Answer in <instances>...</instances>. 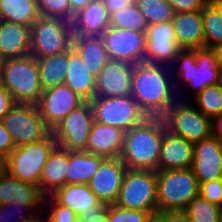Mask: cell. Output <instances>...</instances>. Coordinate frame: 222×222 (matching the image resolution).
Returning a JSON list of instances; mask_svg holds the SVG:
<instances>
[{"instance_id":"cell-1","label":"cell","mask_w":222,"mask_h":222,"mask_svg":"<svg viewBox=\"0 0 222 222\" xmlns=\"http://www.w3.org/2000/svg\"><path fill=\"white\" fill-rule=\"evenodd\" d=\"M169 71L173 73L167 65L161 66L148 62L134 64L131 96L137 101L142 110L177 94L174 91L177 87L172 84V75L169 74ZM174 87L175 89H173Z\"/></svg>"},{"instance_id":"cell-2","label":"cell","mask_w":222,"mask_h":222,"mask_svg":"<svg viewBox=\"0 0 222 222\" xmlns=\"http://www.w3.org/2000/svg\"><path fill=\"white\" fill-rule=\"evenodd\" d=\"M0 83L16 103L36 104L43 92L37 59L31 55L4 59Z\"/></svg>"},{"instance_id":"cell-3","label":"cell","mask_w":222,"mask_h":222,"mask_svg":"<svg viewBox=\"0 0 222 222\" xmlns=\"http://www.w3.org/2000/svg\"><path fill=\"white\" fill-rule=\"evenodd\" d=\"M199 194L191 168L157 171V211L185 210Z\"/></svg>"},{"instance_id":"cell-4","label":"cell","mask_w":222,"mask_h":222,"mask_svg":"<svg viewBox=\"0 0 222 222\" xmlns=\"http://www.w3.org/2000/svg\"><path fill=\"white\" fill-rule=\"evenodd\" d=\"M56 146L52 133L42 141L16 146L0 167L12 177L39 185L43 166Z\"/></svg>"},{"instance_id":"cell-5","label":"cell","mask_w":222,"mask_h":222,"mask_svg":"<svg viewBox=\"0 0 222 222\" xmlns=\"http://www.w3.org/2000/svg\"><path fill=\"white\" fill-rule=\"evenodd\" d=\"M173 65H176V74L181 82L192 88L194 95L207 86L219 84L220 69L212 48L183 49Z\"/></svg>"},{"instance_id":"cell-6","label":"cell","mask_w":222,"mask_h":222,"mask_svg":"<svg viewBox=\"0 0 222 222\" xmlns=\"http://www.w3.org/2000/svg\"><path fill=\"white\" fill-rule=\"evenodd\" d=\"M162 138L142 122L125 132L120 159L127 169L158 171Z\"/></svg>"},{"instance_id":"cell-7","label":"cell","mask_w":222,"mask_h":222,"mask_svg":"<svg viewBox=\"0 0 222 222\" xmlns=\"http://www.w3.org/2000/svg\"><path fill=\"white\" fill-rule=\"evenodd\" d=\"M30 55L44 58L72 47V22L58 17L40 16L30 27Z\"/></svg>"},{"instance_id":"cell-8","label":"cell","mask_w":222,"mask_h":222,"mask_svg":"<svg viewBox=\"0 0 222 222\" xmlns=\"http://www.w3.org/2000/svg\"><path fill=\"white\" fill-rule=\"evenodd\" d=\"M1 121L15 147L42 141L52 133L32 103H16Z\"/></svg>"},{"instance_id":"cell-9","label":"cell","mask_w":222,"mask_h":222,"mask_svg":"<svg viewBox=\"0 0 222 222\" xmlns=\"http://www.w3.org/2000/svg\"><path fill=\"white\" fill-rule=\"evenodd\" d=\"M115 204L126 209L157 212V171L127 169Z\"/></svg>"},{"instance_id":"cell-10","label":"cell","mask_w":222,"mask_h":222,"mask_svg":"<svg viewBox=\"0 0 222 222\" xmlns=\"http://www.w3.org/2000/svg\"><path fill=\"white\" fill-rule=\"evenodd\" d=\"M93 109L94 121L130 130L142 122V109L130 95L124 97H98L89 101Z\"/></svg>"},{"instance_id":"cell-11","label":"cell","mask_w":222,"mask_h":222,"mask_svg":"<svg viewBox=\"0 0 222 222\" xmlns=\"http://www.w3.org/2000/svg\"><path fill=\"white\" fill-rule=\"evenodd\" d=\"M93 122L92 106L85 101L52 130L57 146L69 151L85 150Z\"/></svg>"},{"instance_id":"cell-12","label":"cell","mask_w":222,"mask_h":222,"mask_svg":"<svg viewBox=\"0 0 222 222\" xmlns=\"http://www.w3.org/2000/svg\"><path fill=\"white\" fill-rule=\"evenodd\" d=\"M84 102L85 100L70 87L61 84L44 89L36 105L46 125L53 130L72 110Z\"/></svg>"},{"instance_id":"cell-13","label":"cell","mask_w":222,"mask_h":222,"mask_svg":"<svg viewBox=\"0 0 222 222\" xmlns=\"http://www.w3.org/2000/svg\"><path fill=\"white\" fill-rule=\"evenodd\" d=\"M109 59L143 62L146 32L109 27L101 36Z\"/></svg>"},{"instance_id":"cell-14","label":"cell","mask_w":222,"mask_h":222,"mask_svg":"<svg viewBox=\"0 0 222 222\" xmlns=\"http://www.w3.org/2000/svg\"><path fill=\"white\" fill-rule=\"evenodd\" d=\"M182 50L171 21L147 26L143 62L172 65Z\"/></svg>"},{"instance_id":"cell-15","label":"cell","mask_w":222,"mask_h":222,"mask_svg":"<svg viewBox=\"0 0 222 222\" xmlns=\"http://www.w3.org/2000/svg\"><path fill=\"white\" fill-rule=\"evenodd\" d=\"M191 169L198 183L222 179V142L216 136L194 143Z\"/></svg>"},{"instance_id":"cell-16","label":"cell","mask_w":222,"mask_h":222,"mask_svg":"<svg viewBox=\"0 0 222 222\" xmlns=\"http://www.w3.org/2000/svg\"><path fill=\"white\" fill-rule=\"evenodd\" d=\"M133 68L134 64L130 62L109 59L95 78V96H130Z\"/></svg>"},{"instance_id":"cell-17","label":"cell","mask_w":222,"mask_h":222,"mask_svg":"<svg viewBox=\"0 0 222 222\" xmlns=\"http://www.w3.org/2000/svg\"><path fill=\"white\" fill-rule=\"evenodd\" d=\"M126 170L127 167L120 157L106 158L88 182V186L101 202L107 205L115 204Z\"/></svg>"},{"instance_id":"cell-18","label":"cell","mask_w":222,"mask_h":222,"mask_svg":"<svg viewBox=\"0 0 222 222\" xmlns=\"http://www.w3.org/2000/svg\"><path fill=\"white\" fill-rule=\"evenodd\" d=\"M45 198L39 185L12 177L0 167V204H26L37 210L45 205Z\"/></svg>"},{"instance_id":"cell-19","label":"cell","mask_w":222,"mask_h":222,"mask_svg":"<svg viewBox=\"0 0 222 222\" xmlns=\"http://www.w3.org/2000/svg\"><path fill=\"white\" fill-rule=\"evenodd\" d=\"M124 136L122 129L94 121L84 151L105 158H118L123 150Z\"/></svg>"},{"instance_id":"cell-20","label":"cell","mask_w":222,"mask_h":222,"mask_svg":"<svg viewBox=\"0 0 222 222\" xmlns=\"http://www.w3.org/2000/svg\"><path fill=\"white\" fill-rule=\"evenodd\" d=\"M187 101L180 107L174 124V135L197 142L213 134L212 119Z\"/></svg>"},{"instance_id":"cell-21","label":"cell","mask_w":222,"mask_h":222,"mask_svg":"<svg viewBox=\"0 0 222 222\" xmlns=\"http://www.w3.org/2000/svg\"><path fill=\"white\" fill-rule=\"evenodd\" d=\"M175 94L161 103L142 110V123L163 138L174 135L176 115L184 101H177Z\"/></svg>"},{"instance_id":"cell-22","label":"cell","mask_w":222,"mask_h":222,"mask_svg":"<svg viewBox=\"0 0 222 222\" xmlns=\"http://www.w3.org/2000/svg\"><path fill=\"white\" fill-rule=\"evenodd\" d=\"M171 22L176 42L182 49L204 48L205 37L201 11L174 13Z\"/></svg>"},{"instance_id":"cell-23","label":"cell","mask_w":222,"mask_h":222,"mask_svg":"<svg viewBox=\"0 0 222 222\" xmlns=\"http://www.w3.org/2000/svg\"><path fill=\"white\" fill-rule=\"evenodd\" d=\"M194 143L176 135L163 138L160 147L158 170L191 168Z\"/></svg>"},{"instance_id":"cell-24","label":"cell","mask_w":222,"mask_h":222,"mask_svg":"<svg viewBox=\"0 0 222 222\" xmlns=\"http://www.w3.org/2000/svg\"><path fill=\"white\" fill-rule=\"evenodd\" d=\"M109 27L110 16L102 0L90 2L72 21L73 35L102 36Z\"/></svg>"},{"instance_id":"cell-25","label":"cell","mask_w":222,"mask_h":222,"mask_svg":"<svg viewBox=\"0 0 222 222\" xmlns=\"http://www.w3.org/2000/svg\"><path fill=\"white\" fill-rule=\"evenodd\" d=\"M30 27L0 20V54L4 59L30 55Z\"/></svg>"},{"instance_id":"cell-26","label":"cell","mask_w":222,"mask_h":222,"mask_svg":"<svg viewBox=\"0 0 222 222\" xmlns=\"http://www.w3.org/2000/svg\"><path fill=\"white\" fill-rule=\"evenodd\" d=\"M69 167V150L56 146L49 154L43 166L40 178V190L47 197L66 184V172Z\"/></svg>"},{"instance_id":"cell-27","label":"cell","mask_w":222,"mask_h":222,"mask_svg":"<svg viewBox=\"0 0 222 222\" xmlns=\"http://www.w3.org/2000/svg\"><path fill=\"white\" fill-rule=\"evenodd\" d=\"M72 47L95 78L109 60L101 36L73 35Z\"/></svg>"},{"instance_id":"cell-28","label":"cell","mask_w":222,"mask_h":222,"mask_svg":"<svg viewBox=\"0 0 222 222\" xmlns=\"http://www.w3.org/2000/svg\"><path fill=\"white\" fill-rule=\"evenodd\" d=\"M64 84L85 101H90L95 97V77L86 70L80 55L73 47L69 49V63Z\"/></svg>"},{"instance_id":"cell-29","label":"cell","mask_w":222,"mask_h":222,"mask_svg":"<svg viewBox=\"0 0 222 222\" xmlns=\"http://www.w3.org/2000/svg\"><path fill=\"white\" fill-rule=\"evenodd\" d=\"M50 197L57 204L71 208L77 216L101 202L90 190L88 184H65Z\"/></svg>"},{"instance_id":"cell-30","label":"cell","mask_w":222,"mask_h":222,"mask_svg":"<svg viewBox=\"0 0 222 222\" xmlns=\"http://www.w3.org/2000/svg\"><path fill=\"white\" fill-rule=\"evenodd\" d=\"M105 159L84 150L69 151L66 184H88Z\"/></svg>"},{"instance_id":"cell-31","label":"cell","mask_w":222,"mask_h":222,"mask_svg":"<svg viewBox=\"0 0 222 222\" xmlns=\"http://www.w3.org/2000/svg\"><path fill=\"white\" fill-rule=\"evenodd\" d=\"M69 63V50L37 58L39 77L42 89L64 84Z\"/></svg>"},{"instance_id":"cell-32","label":"cell","mask_w":222,"mask_h":222,"mask_svg":"<svg viewBox=\"0 0 222 222\" xmlns=\"http://www.w3.org/2000/svg\"><path fill=\"white\" fill-rule=\"evenodd\" d=\"M39 17L35 0H0V20L31 27Z\"/></svg>"},{"instance_id":"cell-33","label":"cell","mask_w":222,"mask_h":222,"mask_svg":"<svg viewBox=\"0 0 222 222\" xmlns=\"http://www.w3.org/2000/svg\"><path fill=\"white\" fill-rule=\"evenodd\" d=\"M205 37L204 48H213L222 44V14L211 2L201 10Z\"/></svg>"},{"instance_id":"cell-34","label":"cell","mask_w":222,"mask_h":222,"mask_svg":"<svg viewBox=\"0 0 222 222\" xmlns=\"http://www.w3.org/2000/svg\"><path fill=\"white\" fill-rule=\"evenodd\" d=\"M191 222H221L222 207L198 194L185 209Z\"/></svg>"},{"instance_id":"cell-35","label":"cell","mask_w":222,"mask_h":222,"mask_svg":"<svg viewBox=\"0 0 222 222\" xmlns=\"http://www.w3.org/2000/svg\"><path fill=\"white\" fill-rule=\"evenodd\" d=\"M148 25L172 21L174 11L167 0H136Z\"/></svg>"},{"instance_id":"cell-36","label":"cell","mask_w":222,"mask_h":222,"mask_svg":"<svg viewBox=\"0 0 222 222\" xmlns=\"http://www.w3.org/2000/svg\"><path fill=\"white\" fill-rule=\"evenodd\" d=\"M194 98L196 108L212 120L222 113V90L219 84L205 87Z\"/></svg>"},{"instance_id":"cell-37","label":"cell","mask_w":222,"mask_h":222,"mask_svg":"<svg viewBox=\"0 0 222 222\" xmlns=\"http://www.w3.org/2000/svg\"><path fill=\"white\" fill-rule=\"evenodd\" d=\"M147 22L137 4L118 11L110 18V27L146 32Z\"/></svg>"},{"instance_id":"cell-38","label":"cell","mask_w":222,"mask_h":222,"mask_svg":"<svg viewBox=\"0 0 222 222\" xmlns=\"http://www.w3.org/2000/svg\"><path fill=\"white\" fill-rule=\"evenodd\" d=\"M40 16L58 17L70 22L74 19L68 0H38Z\"/></svg>"},{"instance_id":"cell-39","label":"cell","mask_w":222,"mask_h":222,"mask_svg":"<svg viewBox=\"0 0 222 222\" xmlns=\"http://www.w3.org/2000/svg\"><path fill=\"white\" fill-rule=\"evenodd\" d=\"M151 213L154 212L126 209L110 204L108 205V222H147Z\"/></svg>"},{"instance_id":"cell-40","label":"cell","mask_w":222,"mask_h":222,"mask_svg":"<svg viewBox=\"0 0 222 222\" xmlns=\"http://www.w3.org/2000/svg\"><path fill=\"white\" fill-rule=\"evenodd\" d=\"M27 210L28 212L32 210L34 211V209L30 205H26V204H21V205H17V203L16 204H10V203L0 204V222H30L32 220H35L38 217L39 212H37L36 214L37 216L29 215L28 217V215H26L25 213ZM22 212L25 213V215H22L23 214ZM14 216L15 217L17 216L18 219L17 217L14 219Z\"/></svg>"},{"instance_id":"cell-41","label":"cell","mask_w":222,"mask_h":222,"mask_svg":"<svg viewBox=\"0 0 222 222\" xmlns=\"http://www.w3.org/2000/svg\"><path fill=\"white\" fill-rule=\"evenodd\" d=\"M50 207L48 218L44 217V222H80L75 212L68 207L57 204L50 196L45 198V202Z\"/></svg>"},{"instance_id":"cell-42","label":"cell","mask_w":222,"mask_h":222,"mask_svg":"<svg viewBox=\"0 0 222 222\" xmlns=\"http://www.w3.org/2000/svg\"><path fill=\"white\" fill-rule=\"evenodd\" d=\"M199 194L210 203L222 207V179L199 183Z\"/></svg>"},{"instance_id":"cell-43","label":"cell","mask_w":222,"mask_h":222,"mask_svg":"<svg viewBox=\"0 0 222 222\" xmlns=\"http://www.w3.org/2000/svg\"><path fill=\"white\" fill-rule=\"evenodd\" d=\"M80 222H108V205L100 202L78 215Z\"/></svg>"},{"instance_id":"cell-44","label":"cell","mask_w":222,"mask_h":222,"mask_svg":"<svg viewBox=\"0 0 222 222\" xmlns=\"http://www.w3.org/2000/svg\"><path fill=\"white\" fill-rule=\"evenodd\" d=\"M174 13L186 11H201L208 0H167Z\"/></svg>"},{"instance_id":"cell-45","label":"cell","mask_w":222,"mask_h":222,"mask_svg":"<svg viewBox=\"0 0 222 222\" xmlns=\"http://www.w3.org/2000/svg\"><path fill=\"white\" fill-rule=\"evenodd\" d=\"M14 149L15 144L13 143L11 135L0 120V164Z\"/></svg>"},{"instance_id":"cell-46","label":"cell","mask_w":222,"mask_h":222,"mask_svg":"<svg viewBox=\"0 0 222 222\" xmlns=\"http://www.w3.org/2000/svg\"><path fill=\"white\" fill-rule=\"evenodd\" d=\"M110 18L118 11L136 4V0H102Z\"/></svg>"},{"instance_id":"cell-47","label":"cell","mask_w":222,"mask_h":222,"mask_svg":"<svg viewBox=\"0 0 222 222\" xmlns=\"http://www.w3.org/2000/svg\"><path fill=\"white\" fill-rule=\"evenodd\" d=\"M16 104L8 90L0 83V120Z\"/></svg>"},{"instance_id":"cell-48","label":"cell","mask_w":222,"mask_h":222,"mask_svg":"<svg viewBox=\"0 0 222 222\" xmlns=\"http://www.w3.org/2000/svg\"><path fill=\"white\" fill-rule=\"evenodd\" d=\"M166 222H191L185 210H167L162 212Z\"/></svg>"},{"instance_id":"cell-49","label":"cell","mask_w":222,"mask_h":222,"mask_svg":"<svg viewBox=\"0 0 222 222\" xmlns=\"http://www.w3.org/2000/svg\"><path fill=\"white\" fill-rule=\"evenodd\" d=\"M213 135L222 142V113L212 120Z\"/></svg>"},{"instance_id":"cell-50","label":"cell","mask_w":222,"mask_h":222,"mask_svg":"<svg viewBox=\"0 0 222 222\" xmlns=\"http://www.w3.org/2000/svg\"><path fill=\"white\" fill-rule=\"evenodd\" d=\"M72 13L75 15L93 0H68Z\"/></svg>"},{"instance_id":"cell-51","label":"cell","mask_w":222,"mask_h":222,"mask_svg":"<svg viewBox=\"0 0 222 222\" xmlns=\"http://www.w3.org/2000/svg\"><path fill=\"white\" fill-rule=\"evenodd\" d=\"M212 49L215 52V59H216L217 66L220 69V71H222V44L217 45L213 47Z\"/></svg>"},{"instance_id":"cell-52","label":"cell","mask_w":222,"mask_h":222,"mask_svg":"<svg viewBox=\"0 0 222 222\" xmlns=\"http://www.w3.org/2000/svg\"><path fill=\"white\" fill-rule=\"evenodd\" d=\"M147 222H166V217L162 212L151 213Z\"/></svg>"},{"instance_id":"cell-53","label":"cell","mask_w":222,"mask_h":222,"mask_svg":"<svg viewBox=\"0 0 222 222\" xmlns=\"http://www.w3.org/2000/svg\"><path fill=\"white\" fill-rule=\"evenodd\" d=\"M214 4L218 7V9L220 10L222 14V0H217L214 2Z\"/></svg>"},{"instance_id":"cell-54","label":"cell","mask_w":222,"mask_h":222,"mask_svg":"<svg viewBox=\"0 0 222 222\" xmlns=\"http://www.w3.org/2000/svg\"><path fill=\"white\" fill-rule=\"evenodd\" d=\"M3 62H4V58L0 54V76H1V71H2V67H3Z\"/></svg>"},{"instance_id":"cell-55","label":"cell","mask_w":222,"mask_h":222,"mask_svg":"<svg viewBox=\"0 0 222 222\" xmlns=\"http://www.w3.org/2000/svg\"><path fill=\"white\" fill-rule=\"evenodd\" d=\"M219 86L222 90V71H220V76H219Z\"/></svg>"},{"instance_id":"cell-56","label":"cell","mask_w":222,"mask_h":222,"mask_svg":"<svg viewBox=\"0 0 222 222\" xmlns=\"http://www.w3.org/2000/svg\"><path fill=\"white\" fill-rule=\"evenodd\" d=\"M30 222H44V218L41 219V217H37L35 220H32Z\"/></svg>"},{"instance_id":"cell-57","label":"cell","mask_w":222,"mask_h":222,"mask_svg":"<svg viewBox=\"0 0 222 222\" xmlns=\"http://www.w3.org/2000/svg\"><path fill=\"white\" fill-rule=\"evenodd\" d=\"M209 2H211V3H214L215 1H217V0H208Z\"/></svg>"}]
</instances>
